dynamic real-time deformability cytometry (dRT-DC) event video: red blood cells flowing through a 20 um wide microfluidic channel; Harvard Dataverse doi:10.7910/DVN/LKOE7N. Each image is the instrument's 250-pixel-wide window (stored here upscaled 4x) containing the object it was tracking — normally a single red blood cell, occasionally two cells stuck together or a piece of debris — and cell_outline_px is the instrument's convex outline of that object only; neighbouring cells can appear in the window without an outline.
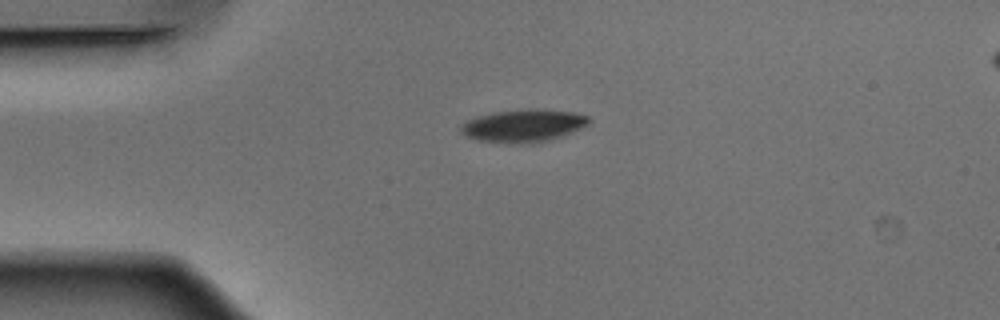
{"species": "Egyptian fruit bat (a non-hibernating species)", "species_latin": "Rousettus aegyptiacus", "temperature_condition": "warm", "stored_images_in_passage": 41, "camera_frame_rate_fps": 3000, "um_per_image_px": 0.085, "animal": {"sex": "male"}, "frame": {"image": 1, "passage_image": 1, "time_ms": 0.0, "image_size_px": [1000, 320], "cell_outline_px": [[592, 120], [588, 124], [580, 128], [544, 140], [520, 144], [512, 144], [476, 140], [464, 136], [460, 132], [460, 128], [468, 120], [476, 116], [492, 112], [528, 108], [532, 108], [576, 112], [588, 116]], "centroid_in_image_um": [44.43, 10.66], "position_along_channel_um": 40.6, "area_um2": 24.22}}
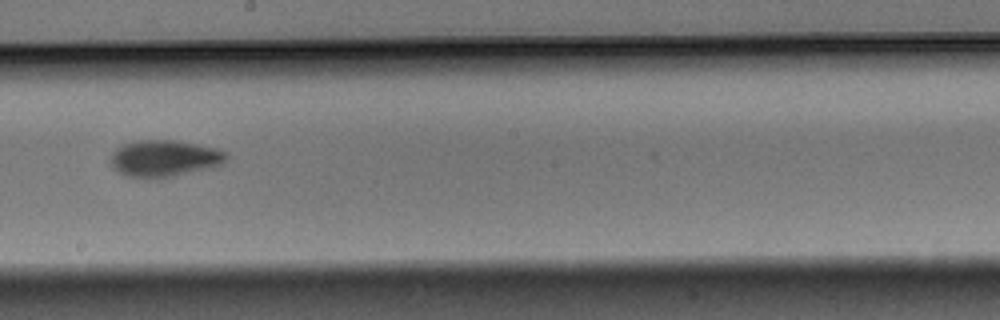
{"frame": {"image": 2, "passage_image": 18, "time_ms": 5.667, "image_size_px": [1000, 320], "cell_outline_px": [[228, 156], [224, 164], [212, 168], [156, 180], [128, 176], [112, 168], [108, 164], [112, 152], [116, 148], [124, 144], [140, 140], [172, 140], [196, 144], [216, 148], [228, 152]], "centroid_in_image_um": [13.97, 13.49], "position_along_channel_um": 234.2, "area_um2": 25.26}}
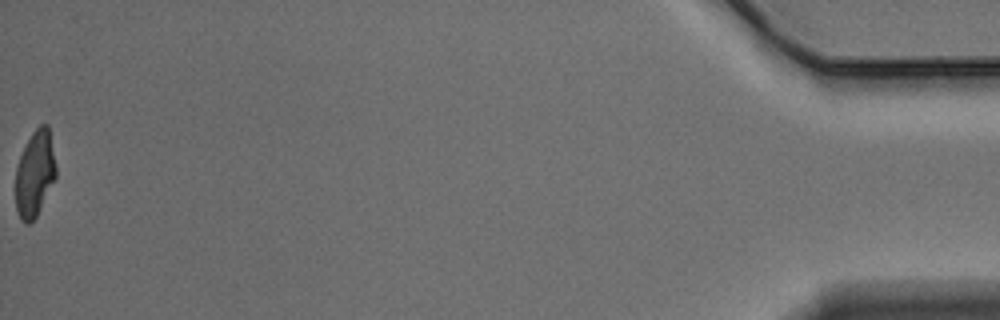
{"frame": {"image": 3, "passage_image": 41, "time_ms": 13.333, "image_size_px": [1000, 320], "cell_outline_px": [[56, 176], [36, 216], [28, 224], [24, 224], [20, 220], [16, 212], [16, 168], [20, 156], [32, 132], [40, 124], [48, 124], [56, 168]], "centroid_in_image_um": [2.95, 14.78], "position_along_channel_um": 432.3, "area_um2": 20.0}, "authors_computed_cell_mechanics": {"area_um2": 23.698, "velocity_mm_per_s": 3.8802, "shape_relaxation_time_tau1_ms": 4.481, "shape_relaxation_time_tau2_ms": 3.6517, "deformation_change_tau1": 0.1714, "deformation_change_tau2": 0.0855}}